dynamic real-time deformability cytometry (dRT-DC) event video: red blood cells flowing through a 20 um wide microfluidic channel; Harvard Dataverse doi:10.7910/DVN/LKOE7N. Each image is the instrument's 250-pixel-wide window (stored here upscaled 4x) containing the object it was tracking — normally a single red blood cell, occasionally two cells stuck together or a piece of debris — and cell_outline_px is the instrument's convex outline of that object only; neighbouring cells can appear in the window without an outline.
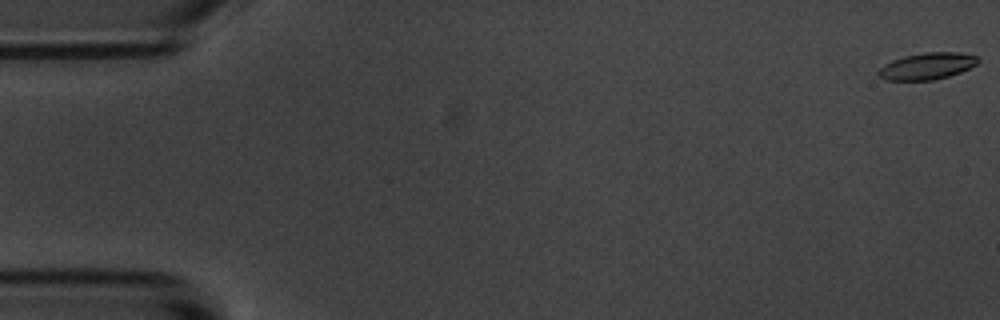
{"species": "common noctule bat (a hibernating species)", "species_latin": "Nyctalus noctula", "temperature_condition": "room temperature", "stored_images_in_passage": 6, "camera_frame_rate_fps": 3000, "um_per_image_px": 0.085, "animal": {"sex": "male", "body_mass_g": 20.1, "forearm_length_mm": 53.5}, "frame": {"image": 1, "passage_image": 1, "time_ms": 0.0, "image_size_px": [1000, 320], "cell_outline_px": [[980, 60], [976, 64], [960, 72], [948, 76], [932, 80], [884, 80], [876, 72], [884, 64], [892, 60], [904, 56], [924, 52], [960, 52], [976, 56]], "centroid_in_image_um": [78.78, 5.61], "position_along_channel_um": 6.2, "area_um2": 15.43}}